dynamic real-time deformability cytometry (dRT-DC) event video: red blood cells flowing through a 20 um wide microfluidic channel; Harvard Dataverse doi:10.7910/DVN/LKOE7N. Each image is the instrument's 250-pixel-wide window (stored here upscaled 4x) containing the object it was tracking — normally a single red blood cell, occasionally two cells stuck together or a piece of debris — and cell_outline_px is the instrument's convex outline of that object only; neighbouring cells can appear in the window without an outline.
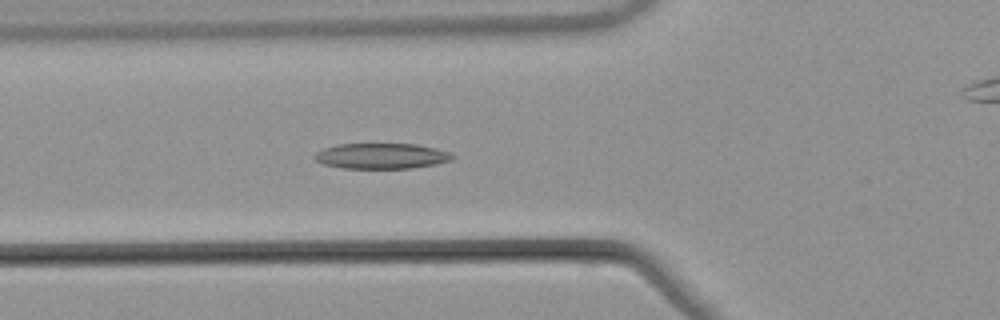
{"species": "common noctule bat (a hibernating species)", "species_latin": "Nyctalus noctula", "temperature_condition": "warm", "stored_images_in_passage": 56, "camera_frame_rate_fps": 3000, "um_per_image_px": 0.085, "animal": {"sex": "male", "body_mass_g": 21.5, "forearm_length_mm": 52.0}, "frame": {"image": 1, "passage_image": 21, "time_ms": 6.667, "image_size_px": [1000, 320], "cell_outline_px": [[456, 156], [452, 160], [436, 164], [412, 168], [340, 168], [324, 164], [316, 160], [312, 156], [316, 152], [324, 148], [336, 144], [416, 144], [448, 152]], "centroid_in_image_um": [32.4, 13.26], "position_along_channel_um": 93.4, "area_um2": 20.46}}
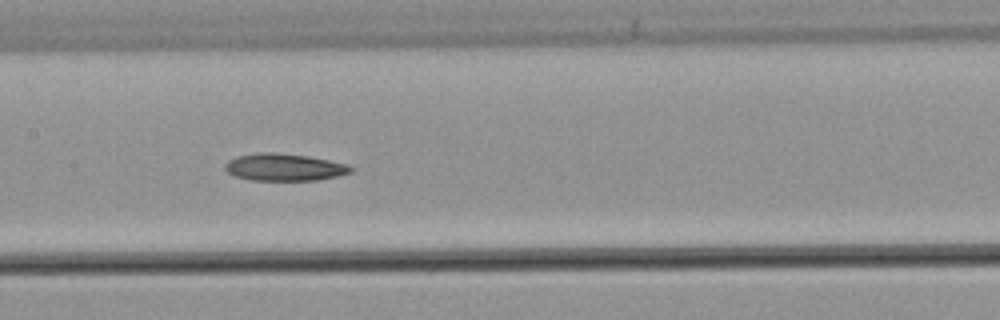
{"frame": {"image": 2, "passage_image": 28, "time_ms": 9.0, "image_size_px": [1000, 320], "cell_outline_px": [[352, 172], [336, 176], [316, 180], [252, 180], [236, 176], [228, 172], [224, 168], [224, 164], [228, 160], [236, 156], [260, 152], [272, 152], [308, 156], [348, 164], [352, 168]], "centroid_in_image_um": [24.14, 14.2], "position_along_channel_um": 183.3, "area_um2": 19.83}}
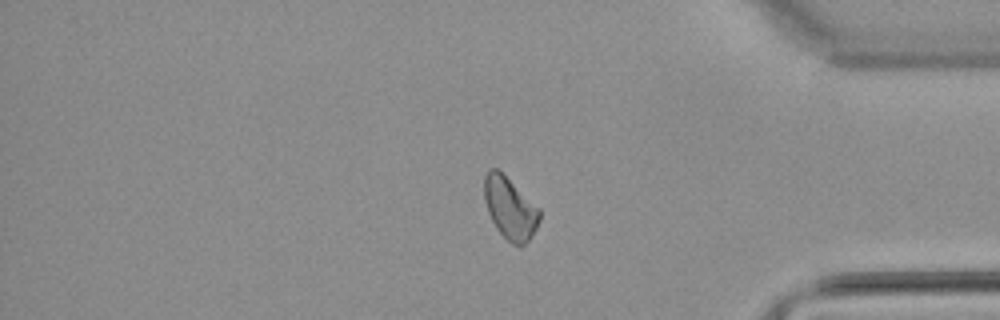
{"frame": {"image": 3, "passage_image": 46, "time_ms": 15.0, "image_size_px": [1000, 320], "cell_outline_px": [[540, 220], [536, 228], [528, 240], [520, 248], [512, 244], [496, 228], [488, 212], [484, 200], [484, 176], [488, 168], [496, 168], [540, 208]], "centroid_in_image_um": [43.34, 17.7], "position_along_channel_um": 391.9, "area_um2": 19.83}}